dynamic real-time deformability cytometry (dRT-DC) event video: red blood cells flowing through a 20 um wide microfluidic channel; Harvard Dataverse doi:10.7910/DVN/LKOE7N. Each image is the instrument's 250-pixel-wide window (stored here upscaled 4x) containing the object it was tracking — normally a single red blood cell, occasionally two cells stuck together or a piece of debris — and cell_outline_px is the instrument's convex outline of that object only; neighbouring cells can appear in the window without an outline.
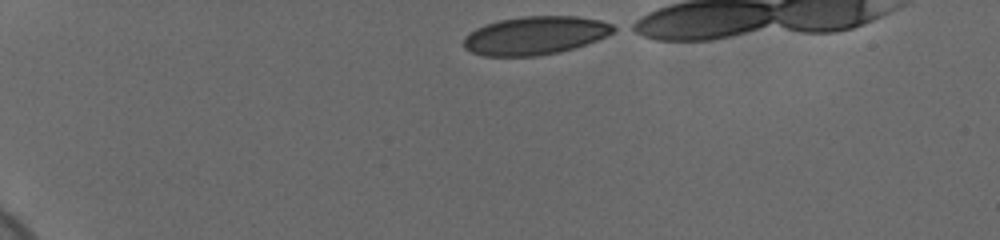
{"species": "human", "species_latin": "Homo sapiens", "temperature_condition": "cold", "stored_images_in_passage": 38, "camera_frame_rate_fps": 3000, "um_per_image_px": 0.085, "donor": {"sex": "female"}, "frame": {"image": 1, "passage_image": 1, "time_ms": 0.0, "image_size_px": [1000, 240], "cell_outline_px": [[620, 28], [608, 36], [560, 52], [536, 56], [484, 56], [472, 52], [464, 48], [464, 36], [468, 32], [484, 24], [500, 20], [520, 16], [576, 16], [600, 20], [612, 24]], "centroid_in_image_um": [45.49, 3.01], "position_along_channel_um": 39.5, "area_um2": 33.64}}
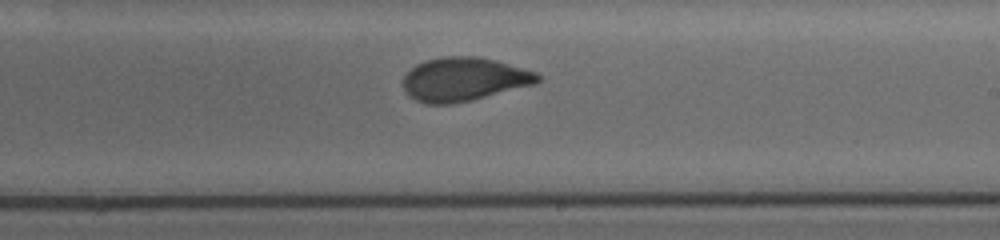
{"frame": {"image": 2, "passage_image": 24, "time_ms": 7.667, "image_size_px": [1000, 240], "cell_outline_px": [[540, 80], [536, 84], [472, 100], [452, 104], [428, 104], [416, 100], [408, 96], [404, 92], [404, 76], [416, 64], [428, 60], [444, 56], [476, 56], [496, 60], [536, 72], [540, 76]], "centroid_in_image_um": [39.44, 6.74], "position_along_channel_um": 249.6, "area_um2": 34.22}}
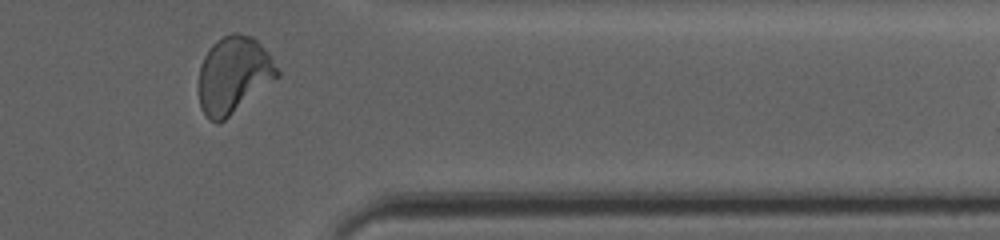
{"frame": {"image": 3, "passage_image": 36, "time_ms": 11.667, "image_size_px": [1000, 240], "cell_outline_px": [[280, 76], [224, 120], [216, 124], [208, 120], [200, 108], [200, 64], [204, 56], [212, 44], [216, 40], [232, 32], [236, 32], [252, 36], [268, 52], [280, 72]], "centroid_in_image_um": [19.86, 6.37], "position_along_channel_um": 391.5, "area_um2": 35.03}, "authors_computed_cell_mechanics": {"area_um2": 34.5933, "velocity_mm_per_s": 3.6884, "shape_relaxation_time_tau1_ms": 3.8807, "shape_relaxation_time_tau2_ms": 0.8644, "deformation_change_tau1": 0.1455, "deformation_change_tau2": 0.0522}}